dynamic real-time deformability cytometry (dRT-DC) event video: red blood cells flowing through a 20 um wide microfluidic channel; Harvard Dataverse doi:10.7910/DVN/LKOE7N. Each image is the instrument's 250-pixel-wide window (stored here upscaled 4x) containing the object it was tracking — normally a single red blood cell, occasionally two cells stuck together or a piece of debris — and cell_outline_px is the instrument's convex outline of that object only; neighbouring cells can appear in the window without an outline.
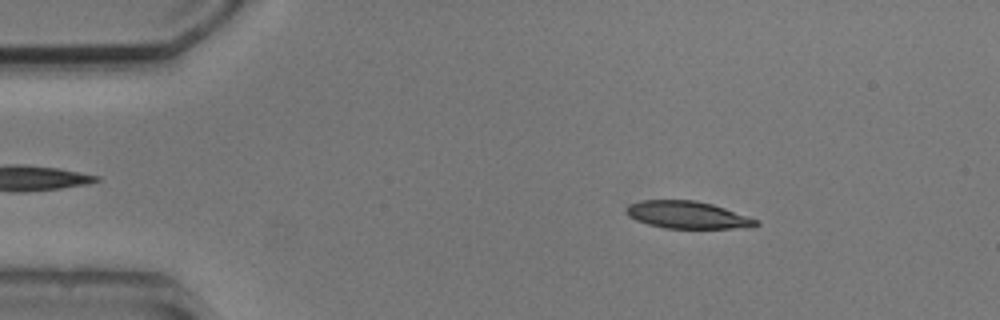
{"species": "common noctule bat (a hibernating species)", "species_latin": "Nyctalus noctula", "temperature_condition": "cold", "stored_images_in_passage": 4, "camera_frame_rate_fps": 3000, "um_per_image_px": 0.085, "animal": {"sex": "male", "body_mass_g": 20.5, "forearm_length_mm": 52.5}, "frame": {"image": 1, "passage_image": 2, "time_ms": 1.0, "image_size_px": [1000, 320], "cell_outline_px": [[760, 224], [752, 228], [664, 228], [648, 224], [636, 220], [628, 216], [624, 212], [628, 204], [640, 200], [696, 200], [712, 204], [760, 220]], "centroid_in_image_um": [58.44, 18.27], "position_along_channel_um": 26.6, "area_um2": 20.87}}
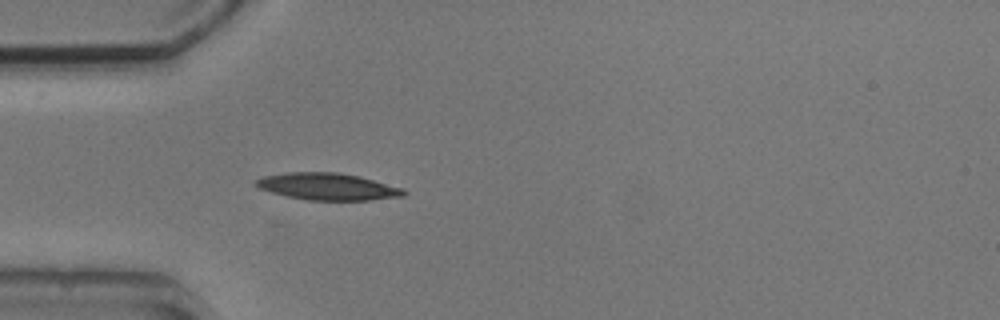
{"frame": {"image": 2, "passage_image": 4, "time_ms": 3.333, "image_size_px": [1000, 320], "cell_outline_px": [[408, 192], [404, 196], [368, 200], [308, 200], [288, 196], [272, 192], [260, 188], [252, 184], [256, 180], [264, 176], [284, 172], [340, 172], [360, 176], [404, 188]], "centroid_in_image_um": [27.88, 15.85], "position_along_channel_um": 57.1, "area_um2": 23.29}}